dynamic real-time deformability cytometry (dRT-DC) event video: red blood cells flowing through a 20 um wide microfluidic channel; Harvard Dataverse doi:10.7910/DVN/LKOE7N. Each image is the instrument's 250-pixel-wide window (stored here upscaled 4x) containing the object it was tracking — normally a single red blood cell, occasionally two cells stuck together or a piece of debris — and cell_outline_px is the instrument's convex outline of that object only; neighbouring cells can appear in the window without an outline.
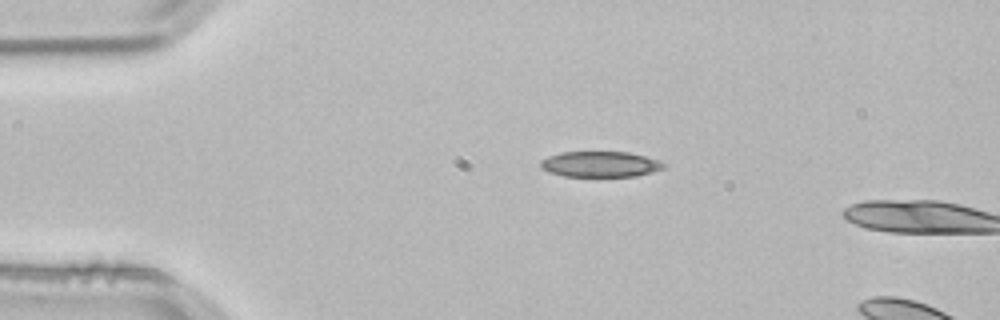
{"species": "common noctule bat (a hibernating species)", "species_latin": "Nyctalus noctula", "temperature_condition": "room temperature", "stored_images_in_passage": 3, "camera_frame_rate_fps": 3000, "um_per_image_px": 0.085, "animal": {"sex": "male", "body_mass_g": 21.5, "forearm_length_mm": 52.0}, "frame": {"image": 1, "passage_image": 1, "time_ms": 0.0, "image_size_px": [1000, 320], "cell_outline_px": [[668, 164], [664, 168], [652, 172], [636, 176], [564, 176], [548, 172], [540, 168], [540, 160], [548, 156], [560, 152], [628, 152], [660, 160]], "centroid_in_image_um": [51.02, 13.95], "position_along_channel_um": 34.0, "area_um2": 18.55}}